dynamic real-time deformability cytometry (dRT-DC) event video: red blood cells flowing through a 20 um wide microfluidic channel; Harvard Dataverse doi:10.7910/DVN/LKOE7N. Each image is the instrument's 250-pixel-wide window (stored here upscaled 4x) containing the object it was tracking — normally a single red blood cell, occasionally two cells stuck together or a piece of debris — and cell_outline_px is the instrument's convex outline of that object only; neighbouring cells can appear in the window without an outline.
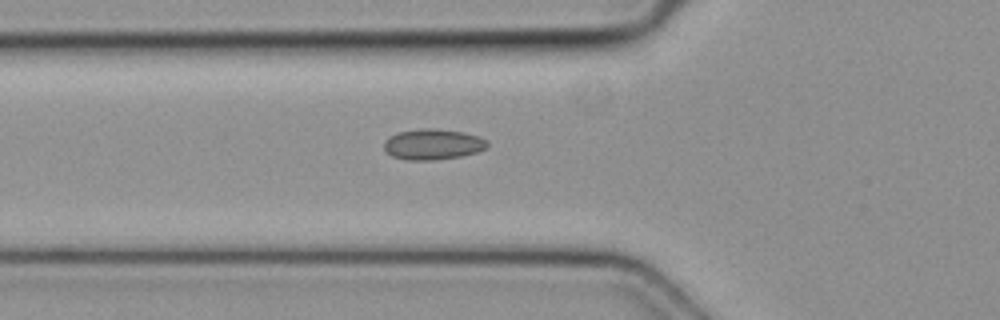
{"species": "common noctule bat (a hibernating species)", "species_latin": "Nyctalus noctula", "temperature_condition": "cold", "stored_images_in_passage": 4, "camera_frame_rate_fps": 3000, "um_per_image_px": 0.085, "animal": {"sex": "female", "body_mass_g": 19.3, "forearm_length_mm": 54.1}, "frame": {"image": 1, "passage_image": 4, "time_ms": 1.0, "image_size_px": [1000, 320], "cell_outline_px": [[488, 148], [476, 152], [460, 156], [436, 160], [408, 160], [392, 156], [384, 148], [384, 140], [400, 132], [420, 128], [432, 128], [464, 132], [488, 140]], "centroid_in_image_um": [36.81, 12.27], "position_along_channel_um": 89.0, "area_um2": 18.38}}